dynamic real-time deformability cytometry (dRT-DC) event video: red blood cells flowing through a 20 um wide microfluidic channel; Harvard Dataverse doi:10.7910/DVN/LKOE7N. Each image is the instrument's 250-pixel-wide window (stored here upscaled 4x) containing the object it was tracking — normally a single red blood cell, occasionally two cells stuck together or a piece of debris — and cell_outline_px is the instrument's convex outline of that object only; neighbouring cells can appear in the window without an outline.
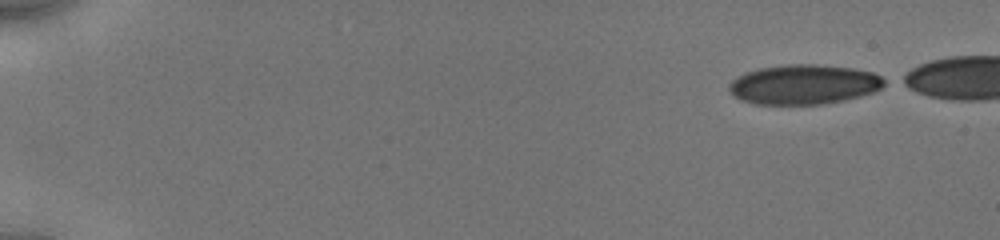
{"species": "human", "species_latin": "Homo sapiens", "temperature_condition": "cold", "stored_images_in_passage": 31, "camera_frame_rate_fps": 3000, "um_per_image_px": 0.085, "donor": {"sex": "male"}, "frame": {"image": 1, "passage_image": 1, "time_ms": 0.0, "image_size_px": [1000, 240], "cell_outline_px": [[888, 84], [876, 92], [844, 100], [820, 104], [756, 104], [740, 100], [732, 96], [728, 88], [728, 84], [736, 76], [744, 72], [760, 68], [788, 64], [816, 64], [852, 68], [872, 72], [888, 80]], "centroid_in_image_um": [68.33, 7.18], "position_along_channel_um": 16.7, "area_um2": 36.36}}
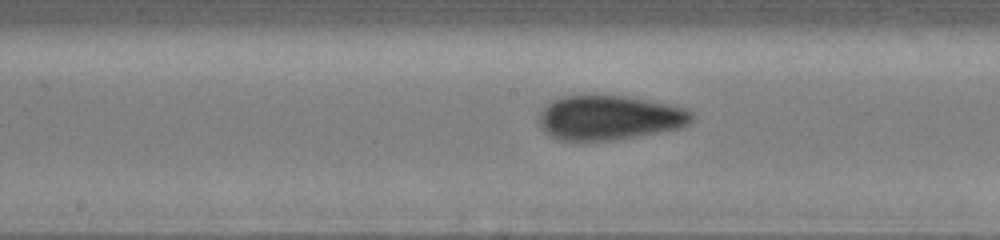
{"frame": {"image": 2, "passage_image": 21, "time_ms": 8.333, "image_size_px": [1000, 240], "cell_outline_px": [[696, 116], [684, 128], [612, 140], [556, 140], [548, 136], [544, 132], [540, 124], [540, 112], [552, 100], [560, 96], [588, 92], [628, 96], [688, 108]], "centroid_in_image_um": [51.8, 9.96], "position_along_channel_um": 196.4, "area_um2": 40.75}}
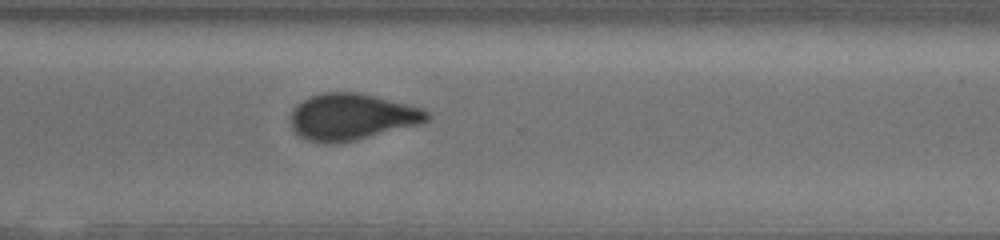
{"frame": {"image": 3, "passage_image": 31, "time_ms": 12.0, "image_size_px": [1000, 240], "cell_outline_px": [[432, 116], [428, 120], [420, 124], [340, 144], [324, 144], [308, 140], [300, 136], [292, 128], [288, 120], [292, 108], [296, 104], [308, 96], [324, 92], [356, 92], [408, 104], [420, 108], [428, 112]], "centroid_in_image_um": [29.84, 9.94], "position_along_channel_um": 340.8, "area_um2": 37.34}}